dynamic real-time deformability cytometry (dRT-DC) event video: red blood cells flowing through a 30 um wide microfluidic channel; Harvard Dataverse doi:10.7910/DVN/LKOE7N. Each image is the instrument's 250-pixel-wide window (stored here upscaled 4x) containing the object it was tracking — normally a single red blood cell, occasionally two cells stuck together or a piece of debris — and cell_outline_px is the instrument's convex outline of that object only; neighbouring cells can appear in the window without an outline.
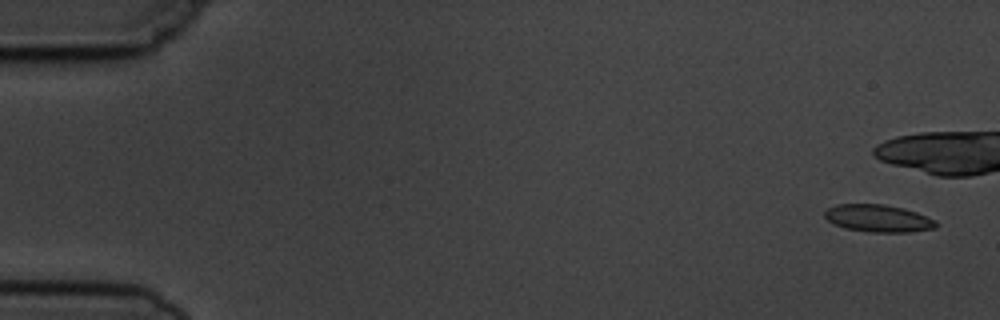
{"species": "common noctule bat (a hibernating species)", "species_latin": "Nyctalus noctula", "temperature_condition": "cold", "stored_images_in_passage": 5, "camera_frame_rate_fps": 3000, "um_per_image_px": 0.085, "animal": {"sex": "male", "body_mass_g": 19.5, "forearm_length_mm": 54.6}, "frame": {"image": 1, "passage_image": 1, "time_ms": 0.0, "image_size_px": [1000, 320], "cell_outline_px": [[936, 228], [912, 232], [868, 232], [844, 228], [832, 224], [824, 216], [824, 212], [828, 208], [836, 204], [884, 204], [904, 208], [916, 212], [936, 220]], "centroid_in_image_um": [74.63, 18.56], "position_along_channel_um": 10.4, "area_um2": 17.92}}